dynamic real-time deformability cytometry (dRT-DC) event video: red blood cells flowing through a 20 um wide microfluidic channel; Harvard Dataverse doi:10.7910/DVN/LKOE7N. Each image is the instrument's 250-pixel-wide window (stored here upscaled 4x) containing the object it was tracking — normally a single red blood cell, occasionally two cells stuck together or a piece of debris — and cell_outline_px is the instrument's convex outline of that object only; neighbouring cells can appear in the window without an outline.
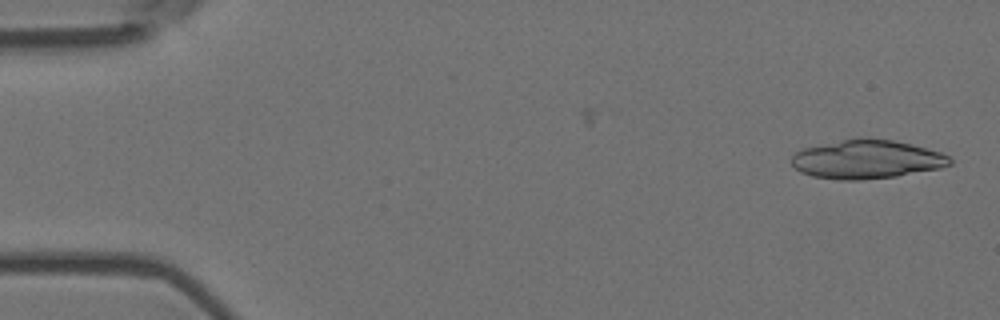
{"species": "Egyptian fruit bat (a non-hibernating species)", "species_latin": "Rousettus aegyptiacus", "temperature_condition": "room temperature", "stored_images_in_passage": 3, "camera_frame_rate_fps": 3000, "um_per_image_px": 0.085, "animal": {"sex": "female"}, "frame": {"image": 1, "passage_image": 3, "time_ms": 0.667, "image_size_px": [1000, 320], "cell_outline_px": [[952, 164], [940, 168], [896, 176], [860, 180], [840, 180], [812, 176], [800, 172], [792, 164], [792, 156], [796, 152], [804, 148], [860, 136], [868, 136], [892, 140], [912, 144], [940, 152], [948, 156], [952, 160]], "centroid_in_image_um": [73.68, 13.53], "position_along_channel_um": 11.3, "area_um2": 35.89}}